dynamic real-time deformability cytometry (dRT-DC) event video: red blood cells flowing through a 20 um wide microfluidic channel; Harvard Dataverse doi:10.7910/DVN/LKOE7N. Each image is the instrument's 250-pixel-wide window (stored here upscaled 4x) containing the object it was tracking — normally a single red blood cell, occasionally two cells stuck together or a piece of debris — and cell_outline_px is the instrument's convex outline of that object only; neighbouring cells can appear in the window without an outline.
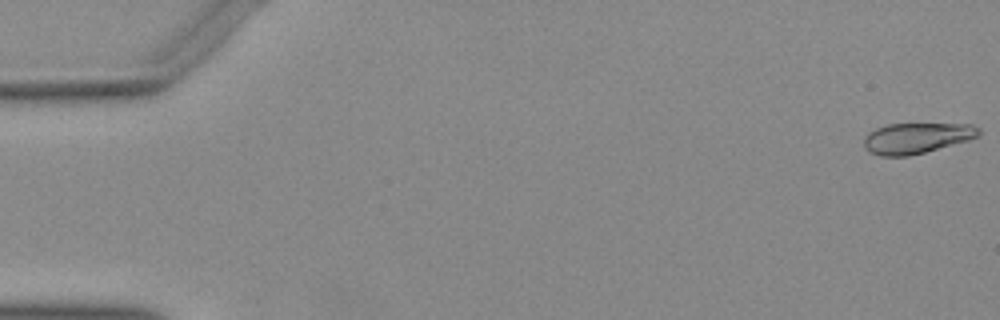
{"species": "Egyptian fruit bat (a non-hibernating species)", "species_latin": "Rousettus aegyptiacus", "temperature_condition": "warm", "stored_images_in_passage": 52, "camera_frame_rate_fps": 3000, "um_per_image_px": 0.085, "animal": {"sex": "female"}, "frame": {"image": 1, "passage_image": 1, "time_ms": 0.0, "image_size_px": [1000, 320], "cell_outline_px": [[980, 136], [968, 140], [924, 152], [908, 156], [880, 156], [864, 148], [864, 136], [868, 132], [876, 128], [888, 124], [972, 124], [980, 128]], "centroid_in_image_um": [77.9, 11.73], "position_along_channel_um": 7.1, "area_um2": 20.46}}
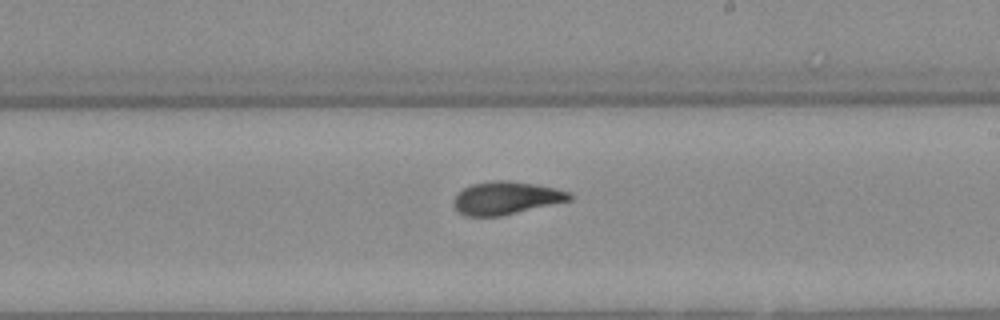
{"frame": {"image": 2, "passage_image": 31, "time_ms": 10.0, "image_size_px": [1000, 320], "cell_outline_px": [[572, 200], [500, 216], [464, 216], [456, 212], [452, 204], [452, 200], [464, 188], [472, 184], [492, 180], [508, 180], [556, 188], [568, 192], [572, 196]], "centroid_in_image_um": [42.97, 16.84], "position_along_channel_um": 246.0, "area_um2": 22.2}}
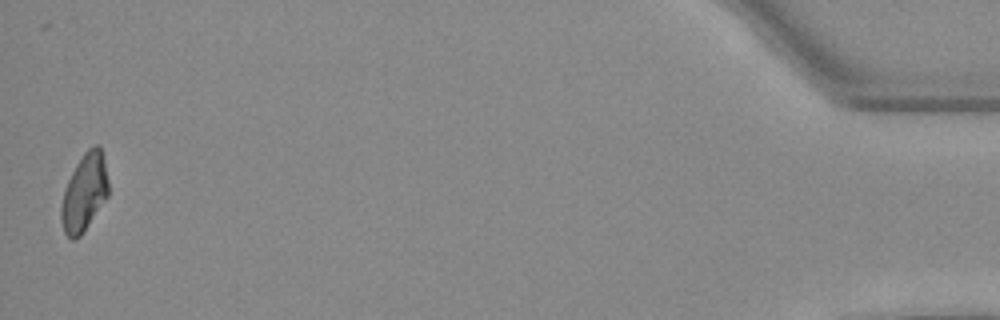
{"frame": {"image": 3, "passage_image": 52, "time_ms": 17.0, "image_size_px": [1000, 320], "cell_outline_px": [[108, 196], [80, 236], [72, 240], [64, 232], [60, 220], [60, 208], [64, 188], [76, 164], [84, 152], [92, 144], [100, 144], [104, 160], [108, 180]], "centroid_in_image_um": [7.16, 16.34], "position_along_channel_um": 428.0, "area_um2": 21.33}}